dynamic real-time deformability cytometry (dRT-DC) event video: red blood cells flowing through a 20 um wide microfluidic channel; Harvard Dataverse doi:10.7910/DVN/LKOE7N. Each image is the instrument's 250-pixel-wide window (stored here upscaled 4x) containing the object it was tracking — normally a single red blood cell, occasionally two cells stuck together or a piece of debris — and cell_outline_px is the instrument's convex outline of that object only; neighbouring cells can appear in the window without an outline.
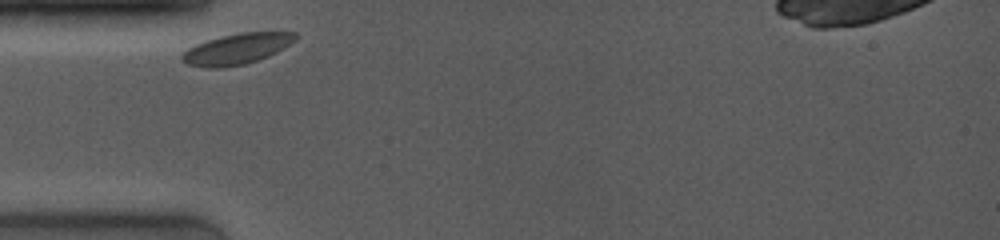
{"species": "common noctule bat (a hibernating species)", "species_latin": "Nyctalus noctula", "temperature_condition": "room temperature", "stored_images_in_passage": 24, "camera_frame_rate_fps": 4000, "um_per_image_px": 0.085, "animal": {"sex": "female", "body_mass_g": 19.0, "forearm_length_mm": 53.3}, "frame": {"image": 1, "passage_image": 1, "time_ms": 0.0, "image_size_px": [1000, 240], "cell_outline_px": [[300, 36], [296, 40], [276, 52], [268, 56], [244, 64], [220, 68], [204, 68], [188, 64], [180, 60], [180, 56], [188, 48], [196, 44], [220, 36], [240, 32], [296, 32]], "centroid_in_image_um": [20.12, 4.15], "position_along_channel_um": 64.9, "area_um2": 20.35}}
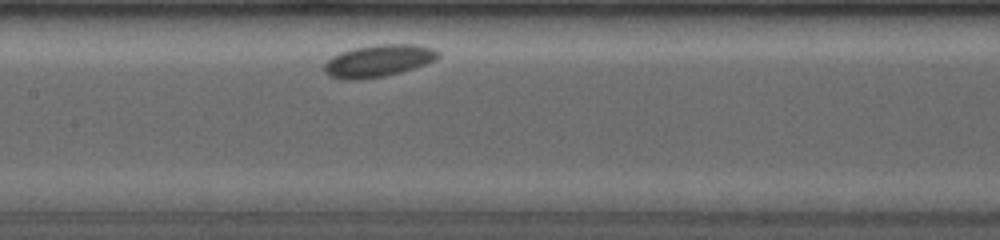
{"frame": {"image": 2, "passage_image": 10, "time_ms": 3.25, "image_size_px": [1000, 240], "cell_outline_px": [[440, 56], [436, 60], [400, 72], [384, 76], [360, 80], [344, 80], [328, 76], [324, 72], [324, 64], [332, 56], [340, 52], [352, 48], [376, 44], [416, 44], [432, 48], [440, 52]], "centroid_in_image_um": [32.13, 5.17], "position_along_channel_um": 175.3, "area_um2": 21.5}}
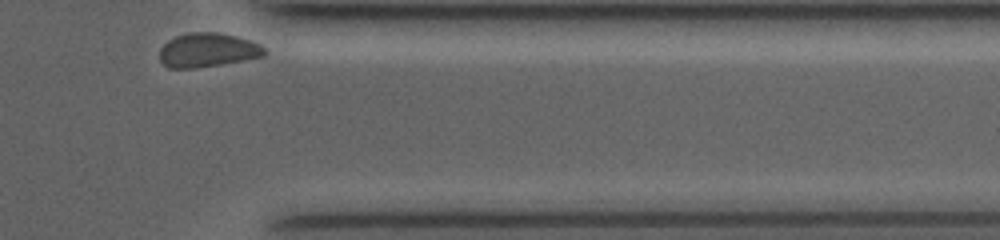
{"frame": {"image": 3, "passage_image": 24, "time_ms": 9.5, "image_size_px": [1000, 240], "cell_outline_px": [[268, 52], [264, 56], [244, 60], [220, 64], [192, 68], [168, 68], [160, 60], [160, 48], [168, 40], [176, 36], [192, 32], [216, 32], [236, 36], [260, 44]], "centroid_in_image_um": [17.65, 4.25], "position_along_channel_um": 393.7, "area_um2": 20.69}}